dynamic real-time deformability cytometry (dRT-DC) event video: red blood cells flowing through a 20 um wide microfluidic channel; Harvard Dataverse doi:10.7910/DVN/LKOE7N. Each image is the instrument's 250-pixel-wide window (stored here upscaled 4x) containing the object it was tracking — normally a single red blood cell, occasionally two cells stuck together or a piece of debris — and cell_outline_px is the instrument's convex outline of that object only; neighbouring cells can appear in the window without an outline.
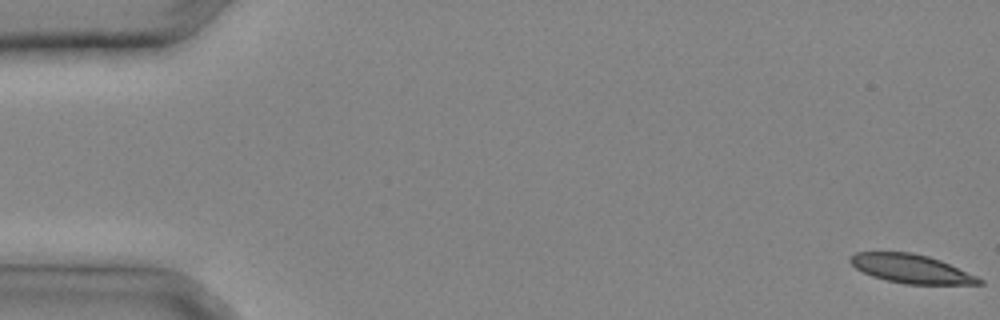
{"species": "common noctule bat (a hibernating species)", "species_latin": "Nyctalus noctula", "temperature_condition": "cold", "stored_images_in_passage": 31, "camera_frame_rate_fps": 3000, "um_per_image_px": 0.085, "animal": {"sex": "male", "body_mass_g": 20.4}, "frame": {"image": 1, "passage_image": 1, "time_ms": 0.0, "image_size_px": [1000, 320], "cell_outline_px": [[984, 284], [904, 284], [884, 280], [872, 276], [856, 268], [848, 260], [856, 252], [912, 252], [928, 256], [940, 260], [976, 276], [984, 280]], "centroid_in_image_um": [77.45, 22.85], "position_along_channel_um": 7.6, "area_um2": 21.44}}
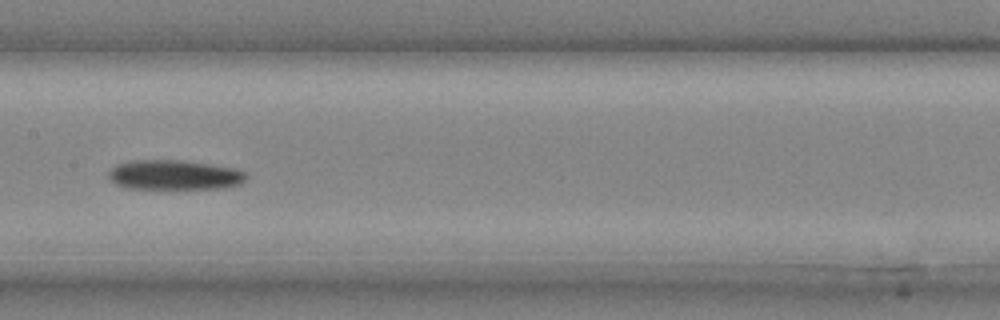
{"frame": {"image": 2, "passage_image": 17, "time_ms": 5.333, "image_size_px": [1000, 320], "cell_outline_px": [[248, 176], [240, 184], [224, 188], [128, 188], [116, 184], [108, 176], [108, 172], [116, 164], [128, 160], [184, 160], [236, 168], [244, 172]], "centroid_in_image_um": [14.82, 14.85], "position_along_channel_um": 192.6, "area_um2": 23.87}}
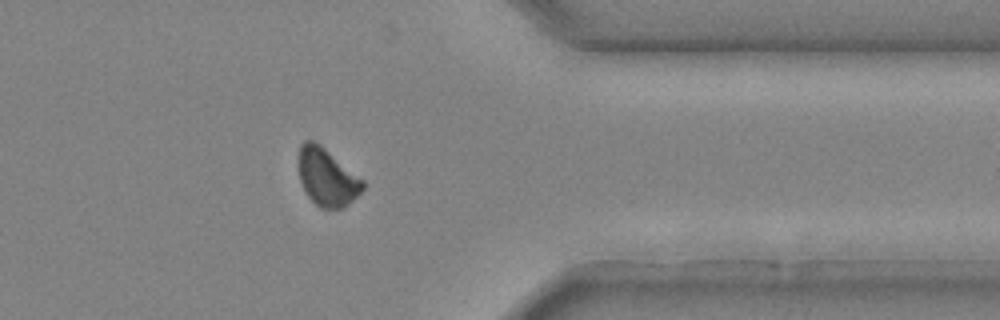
{"frame": {"image": 3, "passage_image": 27, "time_ms": 8.667, "image_size_px": [1000, 320], "cell_outline_px": [[364, 188], [344, 208], [320, 208], [308, 196], [300, 180], [300, 144], [304, 140], [312, 140], [320, 144], [364, 180]], "centroid_in_image_um": [27.81, 15.06], "position_along_channel_um": 383.6, "area_um2": 21.15}}